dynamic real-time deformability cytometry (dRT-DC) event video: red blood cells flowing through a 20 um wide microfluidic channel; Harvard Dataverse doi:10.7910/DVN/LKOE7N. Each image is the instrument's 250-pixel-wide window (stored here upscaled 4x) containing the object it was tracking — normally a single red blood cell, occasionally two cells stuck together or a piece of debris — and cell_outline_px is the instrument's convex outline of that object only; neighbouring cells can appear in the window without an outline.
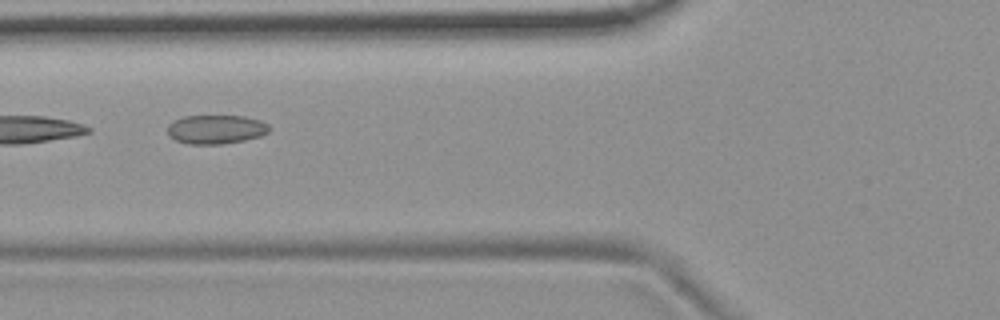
{"species": "common noctule bat (a hibernating species)", "species_latin": "Nyctalus noctula", "temperature_condition": "room temperature", "stored_images_in_passage": 8, "camera_frame_rate_fps": 3000, "um_per_image_px": 0.085, "animal": {"sex": "female", "body_mass_g": 19.9}, "frame": {"image": 1, "passage_image": 3, "time_ms": 0.667, "image_size_px": [1000, 320], "cell_outline_px": [[272, 128], [268, 132], [260, 136], [244, 140], [224, 144], [188, 144], [176, 140], [168, 136], [168, 124], [184, 116], [244, 116], [260, 120], [268, 124]], "centroid_in_image_um": [18.37, 11.0], "position_along_channel_um": 107.4, "area_um2": 17.22}}
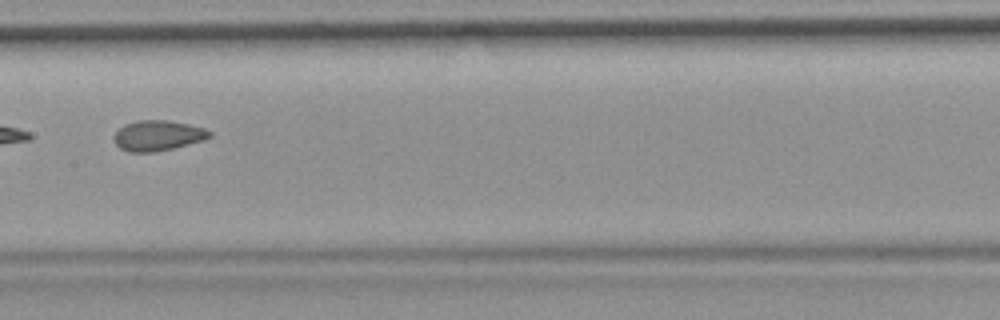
{"frame": {"image": 2, "passage_image": 5, "time_ms": 1.333, "image_size_px": [1000, 320], "cell_outline_px": [[212, 136], [204, 140], [172, 148], [152, 152], [128, 152], [120, 148], [112, 140], [112, 136], [124, 124], [136, 120], [168, 120], [188, 124], [204, 128], [212, 132]], "centroid_in_image_um": [13.39, 11.51], "position_along_channel_um": 194.0, "area_um2": 16.99}}
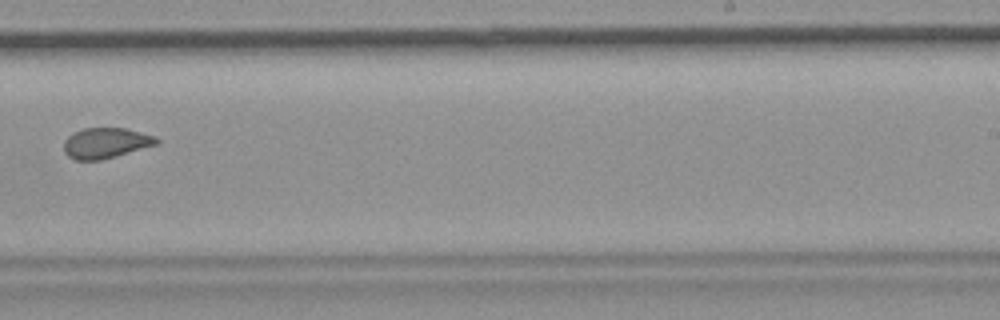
{"frame": {"image": 3, "passage_image": 7, "time_ms": 2.0, "image_size_px": [1000, 320], "cell_outline_px": [[160, 144], [116, 156], [100, 160], [72, 160], [64, 152], [64, 140], [72, 132], [84, 128], [124, 128], [156, 136], [160, 140]], "centroid_in_image_um": [9.0, 12.16], "position_along_channel_um": 280.0, "area_um2": 16.7}}